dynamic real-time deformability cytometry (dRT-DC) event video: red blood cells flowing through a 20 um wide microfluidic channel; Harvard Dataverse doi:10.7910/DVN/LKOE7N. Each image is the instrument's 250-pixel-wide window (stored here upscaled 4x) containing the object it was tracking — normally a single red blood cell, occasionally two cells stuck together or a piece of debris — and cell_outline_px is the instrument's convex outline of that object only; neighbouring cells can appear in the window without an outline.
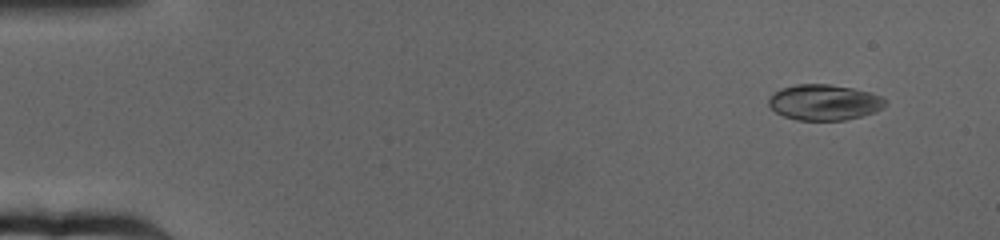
{"species": "human", "species_latin": "Homo sapiens", "temperature_condition": "cold", "stored_images_in_passage": 65, "camera_frame_rate_fps": 3000, "um_per_image_px": 0.085, "donor": {"sex": "female"}, "frame": {"image": 1, "passage_image": 6, "time_ms": 1.667, "image_size_px": [1000, 240], "cell_outline_px": [[884, 108], [876, 112], [844, 120], [796, 120], [784, 116], [776, 112], [768, 104], [768, 100], [780, 88], [796, 84], [828, 84], [852, 88], [868, 92], [880, 96], [884, 100]], "centroid_in_image_um": [70.04, 8.7], "position_along_channel_um": 15.0, "area_um2": 24.04}}
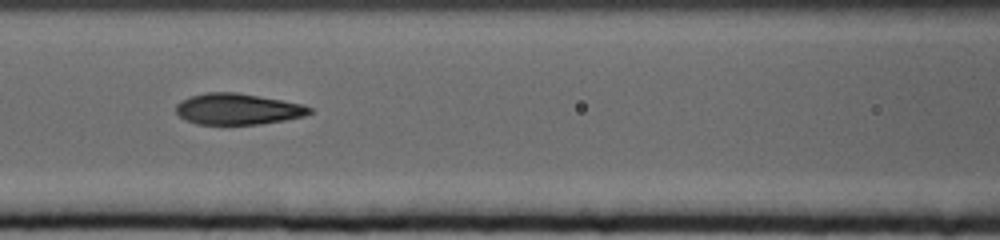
{"frame": {"image": 2, "passage_image": 30, "time_ms": 9.667, "image_size_px": [1000, 240], "cell_outline_px": [[312, 112], [304, 116], [284, 120], [260, 124], [196, 124], [184, 120], [176, 112], [176, 104], [192, 96], [204, 92], [236, 92], [260, 96], [304, 104], [312, 108]], "centroid_in_image_um": [20.22, 9.27], "position_along_channel_um": 146.4, "area_um2": 24.22}}
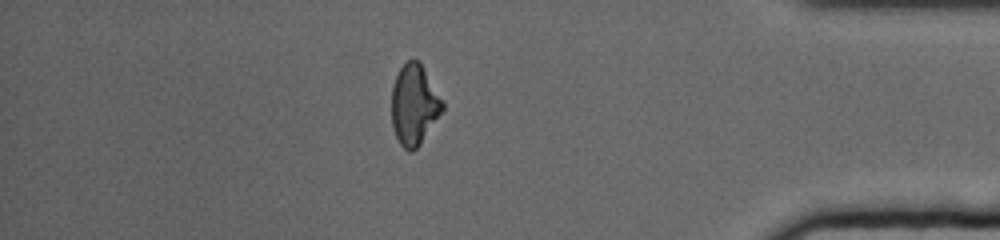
{"frame": {"image": 3, "passage_image": 57, "time_ms": 18.667, "image_size_px": [1000, 240], "cell_outline_px": [[444, 108], [420, 144], [412, 152], [408, 152], [400, 144], [396, 136], [392, 124], [392, 88], [396, 76], [400, 68], [412, 56], [420, 60], [444, 104]], "centroid_in_image_um": [35.2, 8.87], "position_along_channel_um": 400.0, "area_um2": 23.76}, "authors_computed_cell_mechanics": {"area_um2": 24.276, "velocity_mm_per_s": 3.1736, "shape_relaxation_time_tau1_ms": 4.9913, "shape_relaxation_time_tau2_ms": 1.5654, "deformation_change_tau1": 0.1853, "deformation_change_tau2": 0.0681}}